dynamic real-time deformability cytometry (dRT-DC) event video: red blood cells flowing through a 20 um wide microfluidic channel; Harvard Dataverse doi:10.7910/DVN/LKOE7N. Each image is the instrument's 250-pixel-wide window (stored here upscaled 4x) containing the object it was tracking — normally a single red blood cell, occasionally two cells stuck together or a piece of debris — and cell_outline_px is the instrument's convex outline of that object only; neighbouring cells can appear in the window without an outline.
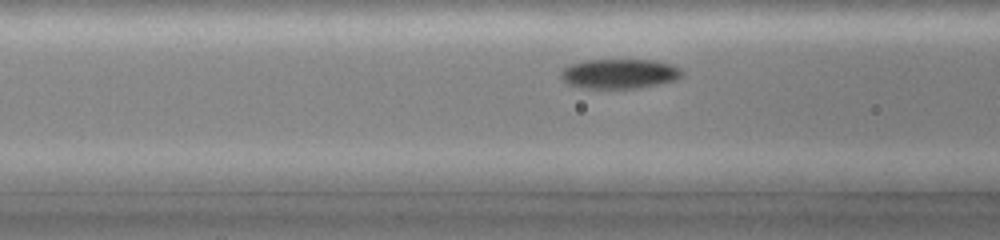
{"species": "common noctule bat (a hibernating species)", "species_latin": "Nyctalus noctula", "temperature_condition": "cold", "stored_images_in_passage": 29, "camera_frame_rate_fps": 3000, "um_per_image_px": 0.085, "animal": {"sex": "female", "body_mass_g": 19.0, "forearm_length_mm": 51.5}, "frame": {"image": 1, "passage_image": 9, "time_ms": 2.667, "image_size_px": [1000, 240], "cell_outline_px": [[684, 72], [676, 80], [636, 88], [584, 88], [568, 84], [560, 76], [560, 72], [564, 68], [572, 64], [588, 60], [656, 60], [672, 64], [680, 68]], "centroid_in_image_um": [52.67, 6.26], "position_along_channel_um": 113.9, "area_um2": 20.81}}
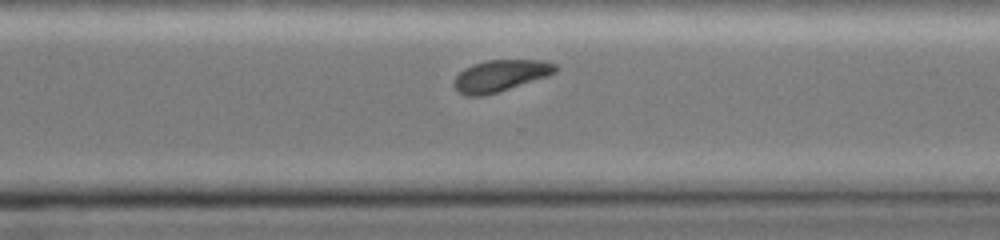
{"frame": {"image": 2, "passage_image": 25, "time_ms": 8.0, "image_size_px": [1000, 240], "cell_outline_px": [[556, 72], [548, 76], [484, 96], [464, 96], [452, 84], [452, 80], [464, 68], [472, 64], [488, 60], [540, 60], [556, 64]], "centroid_in_image_um": [42.49, 6.43], "position_along_channel_um": 328.1, "area_um2": 18.61}}
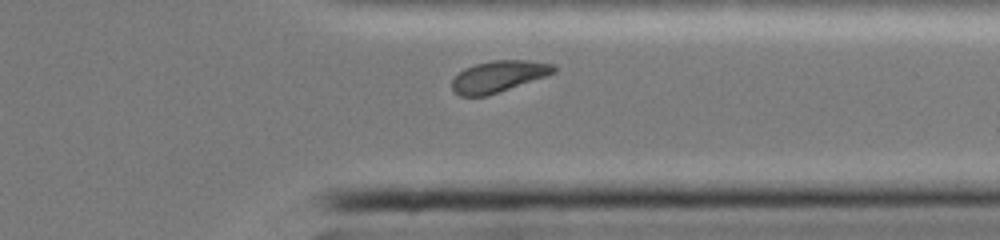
{"frame": {"image": 3, "passage_image": 28, "time_ms": 9.0, "image_size_px": [1000, 240], "cell_outline_px": [[556, 72], [488, 96], [460, 96], [452, 88], [452, 80], [464, 68], [476, 64], [492, 60], [524, 60], [552, 64], [556, 68]], "centroid_in_image_um": [42.35, 6.5], "position_along_channel_um": 369.0, "area_um2": 18.38}}